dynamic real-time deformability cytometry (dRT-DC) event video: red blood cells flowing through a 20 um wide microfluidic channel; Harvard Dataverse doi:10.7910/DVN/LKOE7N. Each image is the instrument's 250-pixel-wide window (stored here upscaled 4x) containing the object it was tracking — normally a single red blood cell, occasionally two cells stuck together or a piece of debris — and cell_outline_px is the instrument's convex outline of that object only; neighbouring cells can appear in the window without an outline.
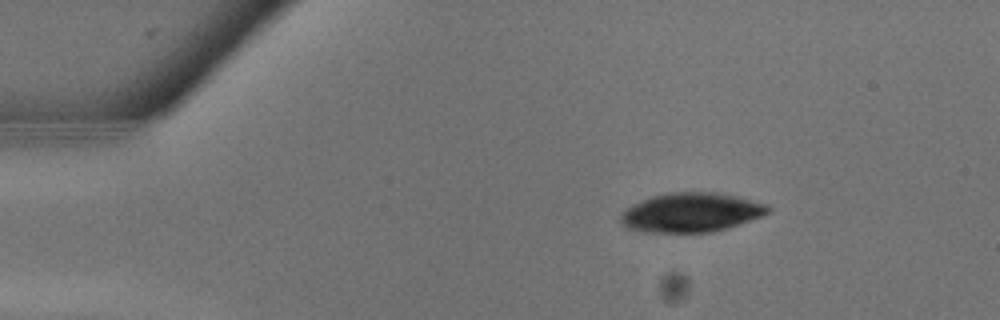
{"species": "common noctule bat (a hibernating species)", "species_latin": "Nyctalus noctula", "temperature_condition": "warm", "stored_images_in_passage": 14, "camera_frame_rate_fps": 3000, "um_per_image_px": 0.085, "animal": {"sex": "male", "body_mass_g": 13.3}, "frame": {"image": 1, "passage_image": 5, "time_ms": 1.333, "image_size_px": [1000, 320], "cell_outline_px": [[772, 212], [728, 228], [712, 232], [644, 232], [628, 228], [620, 220], [620, 212], [624, 208], [632, 204], [652, 196], [668, 192], [720, 192], [768, 204], [772, 208]], "centroid_in_image_um": [58.75, 18.05], "position_along_channel_um": 26.2, "area_um2": 33.99}}